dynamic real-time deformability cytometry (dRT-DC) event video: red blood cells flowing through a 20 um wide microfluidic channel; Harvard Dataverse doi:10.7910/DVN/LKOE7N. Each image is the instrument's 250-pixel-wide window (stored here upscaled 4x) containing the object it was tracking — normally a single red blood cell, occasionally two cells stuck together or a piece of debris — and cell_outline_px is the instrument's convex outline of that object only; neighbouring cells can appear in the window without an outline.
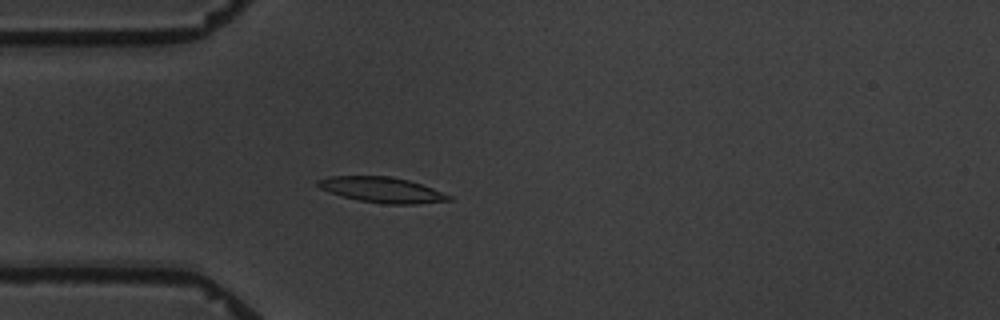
{"species": "common noctule bat (a hibernating species)", "species_latin": "Nyctalus noctula", "temperature_condition": "warm", "stored_images_in_passage": 4, "camera_frame_rate_fps": 3000, "um_per_image_px": 0.085, "animal": {"sex": "male", "body_mass_g": 19.5, "forearm_length_mm": 54.6}, "frame": {"image": 1, "passage_image": 4, "time_ms": 4.667, "image_size_px": [1000, 320], "cell_outline_px": [[452, 200], [416, 204], [384, 204], [360, 200], [328, 192], [320, 188], [316, 184], [316, 180], [328, 176], [388, 176], [408, 180], [432, 188], [452, 196]], "centroid_in_image_um": [32.45, 16.13], "position_along_channel_um": 52.6, "area_um2": 19.31}}